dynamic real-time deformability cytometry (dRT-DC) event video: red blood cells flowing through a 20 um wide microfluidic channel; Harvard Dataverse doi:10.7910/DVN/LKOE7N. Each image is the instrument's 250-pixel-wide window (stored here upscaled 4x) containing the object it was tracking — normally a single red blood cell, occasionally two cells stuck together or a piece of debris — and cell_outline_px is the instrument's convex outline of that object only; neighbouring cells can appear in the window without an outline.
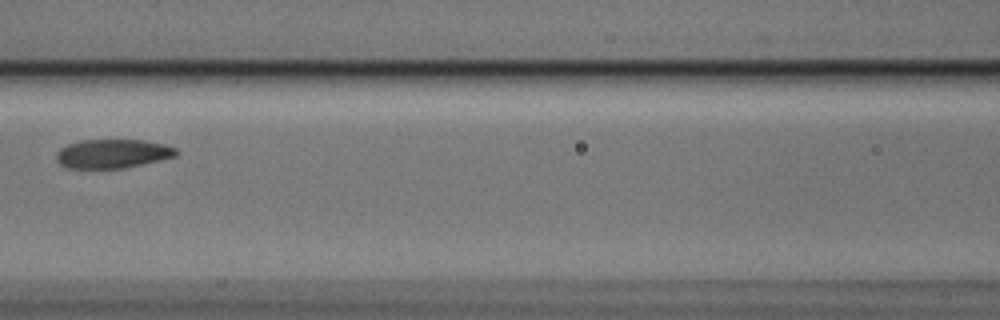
{"species": "Egyptian fruit bat (a non-hibernating species)", "species_latin": "Rousettus aegyptiacus", "temperature_condition": "cold", "stored_images_in_passage": 4, "camera_frame_rate_fps": 3000, "um_per_image_px": 0.085, "animal": {"sex": "male"}, "frame": {"image": 1, "passage_image": 4, "time_ms": 1.0, "image_size_px": [1000, 320], "cell_outline_px": [[180, 152], [176, 156], [160, 160], [124, 168], [68, 168], [60, 164], [56, 160], [56, 152], [60, 148], [68, 144], [80, 140], [144, 140], [164, 144], [176, 148]], "centroid_in_image_um": [9.57, 13.06], "position_along_channel_um": 157.0, "area_um2": 20.29}}